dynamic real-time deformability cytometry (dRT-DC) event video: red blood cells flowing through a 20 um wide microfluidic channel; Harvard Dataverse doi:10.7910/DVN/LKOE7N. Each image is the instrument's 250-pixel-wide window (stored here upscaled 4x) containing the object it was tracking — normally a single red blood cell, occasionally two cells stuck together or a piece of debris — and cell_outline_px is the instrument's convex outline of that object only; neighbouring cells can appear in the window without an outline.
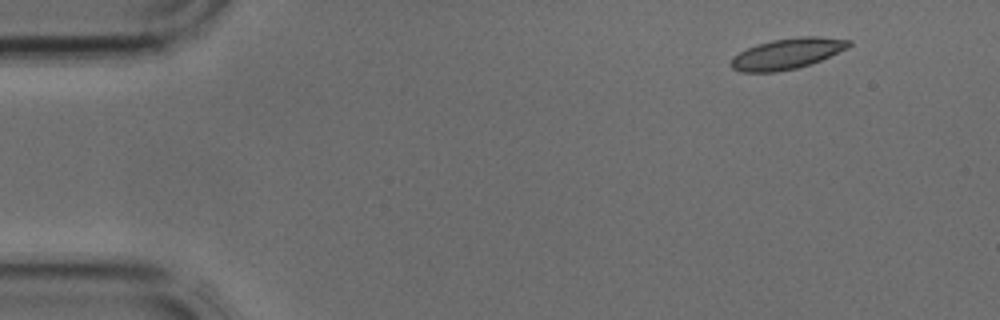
{"species": "common noctule bat (a hibernating species)", "species_latin": "Nyctalus noctula", "temperature_condition": "cold", "stored_images_in_passage": 4, "segment_of_instrument_passage": [1, 2], "camera_frame_rate_fps": 3000, "um_per_image_px": 0.085, "animal": {"sex": "male", "body_mass_g": 17.9, "forearm_length_mm": 54.2}, "frame": {"image": 1, "passage_image": 1, "time_ms": 0.0, "image_size_px": [1000, 320], "cell_outline_px": [[852, 44], [848, 48], [820, 60], [796, 68], [776, 72], [740, 72], [732, 68], [728, 64], [732, 56], [756, 44], [772, 40], [800, 36], [820, 36], [852, 40]], "centroid_in_image_um": [66.89, 4.55], "position_along_channel_um": 18.1, "area_um2": 21.21}}